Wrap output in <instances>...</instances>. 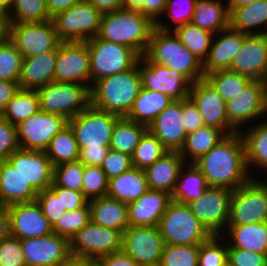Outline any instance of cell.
Wrapping results in <instances>:
<instances>
[{"instance_id":"8c879c8a","label":"cell","mask_w":267,"mask_h":266,"mask_svg":"<svg viewBox=\"0 0 267 266\" xmlns=\"http://www.w3.org/2000/svg\"><path fill=\"white\" fill-rule=\"evenodd\" d=\"M144 1L146 0H125L124 8L129 10L140 11L144 14Z\"/></svg>"},{"instance_id":"4dcf8cb0","label":"cell","mask_w":267,"mask_h":266,"mask_svg":"<svg viewBox=\"0 0 267 266\" xmlns=\"http://www.w3.org/2000/svg\"><path fill=\"white\" fill-rule=\"evenodd\" d=\"M145 171L132 167L109 179L107 196L129 204L148 190Z\"/></svg>"},{"instance_id":"9a60e30c","label":"cell","mask_w":267,"mask_h":266,"mask_svg":"<svg viewBox=\"0 0 267 266\" xmlns=\"http://www.w3.org/2000/svg\"><path fill=\"white\" fill-rule=\"evenodd\" d=\"M189 98L200 111L204 125L225 131L226 135L239 132L228 123L224 98L205 77L190 85Z\"/></svg>"},{"instance_id":"09005b40","label":"cell","mask_w":267,"mask_h":266,"mask_svg":"<svg viewBox=\"0 0 267 266\" xmlns=\"http://www.w3.org/2000/svg\"><path fill=\"white\" fill-rule=\"evenodd\" d=\"M224 266H232L229 262H227Z\"/></svg>"},{"instance_id":"e575fe53","label":"cell","mask_w":267,"mask_h":266,"mask_svg":"<svg viewBox=\"0 0 267 266\" xmlns=\"http://www.w3.org/2000/svg\"><path fill=\"white\" fill-rule=\"evenodd\" d=\"M225 137L226 133L223 132L222 130L204 125L186 135L184 144L180 149L179 153L183 157L184 161H185V155L189 154V156H191L190 159H192L193 161L192 163H194L202 155L209 152L215 145H217Z\"/></svg>"},{"instance_id":"11a10c76","label":"cell","mask_w":267,"mask_h":266,"mask_svg":"<svg viewBox=\"0 0 267 266\" xmlns=\"http://www.w3.org/2000/svg\"><path fill=\"white\" fill-rule=\"evenodd\" d=\"M20 148L17 138V128L9 121L0 117V162L8 160V157Z\"/></svg>"},{"instance_id":"ac0fdd59","label":"cell","mask_w":267,"mask_h":266,"mask_svg":"<svg viewBox=\"0 0 267 266\" xmlns=\"http://www.w3.org/2000/svg\"><path fill=\"white\" fill-rule=\"evenodd\" d=\"M228 123L236 130L239 124L267 111V82L251 80L235 98L226 102Z\"/></svg>"},{"instance_id":"f35d334b","label":"cell","mask_w":267,"mask_h":266,"mask_svg":"<svg viewBox=\"0 0 267 266\" xmlns=\"http://www.w3.org/2000/svg\"><path fill=\"white\" fill-rule=\"evenodd\" d=\"M189 167L185 175L182 174L183 169H180L178 178L182 176L183 179L178 181L180 183H176L174 192L171 195L172 201L188 204L190 201L198 199L208 187L206 179L200 169L194 163Z\"/></svg>"},{"instance_id":"1f68e13d","label":"cell","mask_w":267,"mask_h":266,"mask_svg":"<svg viewBox=\"0 0 267 266\" xmlns=\"http://www.w3.org/2000/svg\"><path fill=\"white\" fill-rule=\"evenodd\" d=\"M172 102L167 95L142 87L126 118L149 127L159 113Z\"/></svg>"},{"instance_id":"74e56055","label":"cell","mask_w":267,"mask_h":266,"mask_svg":"<svg viewBox=\"0 0 267 266\" xmlns=\"http://www.w3.org/2000/svg\"><path fill=\"white\" fill-rule=\"evenodd\" d=\"M38 111H40V104L37 90L19 89L2 111L1 116L16 126Z\"/></svg>"},{"instance_id":"4316f807","label":"cell","mask_w":267,"mask_h":266,"mask_svg":"<svg viewBox=\"0 0 267 266\" xmlns=\"http://www.w3.org/2000/svg\"><path fill=\"white\" fill-rule=\"evenodd\" d=\"M220 33L224 34L214 43H211L209 55L203 63L204 77L215 71L229 70L233 58L240 50L247 35L232 29L230 26Z\"/></svg>"},{"instance_id":"8d00e7d4","label":"cell","mask_w":267,"mask_h":266,"mask_svg":"<svg viewBox=\"0 0 267 266\" xmlns=\"http://www.w3.org/2000/svg\"><path fill=\"white\" fill-rule=\"evenodd\" d=\"M263 23H267V0H257L230 12L229 26L241 33L254 34L250 29Z\"/></svg>"},{"instance_id":"be15d7a7","label":"cell","mask_w":267,"mask_h":266,"mask_svg":"<svg viewBox=\"0 0 267 266\" xmlns=\"http://www.w3.org/2000/svg\"><path fill=\"white\" fill-rule=\"evenodd\" d=\"M97 266H141L130 255L122 250L102 256L97 260Z\"/></svg>"},{"instance_id":"11e5206c","label":"cell","mask_w":267,"mask_h":266,"mask_svg":"<svg viewBox=\"0 0 267 266\" xmlns=\"http://www.w3.org/2000/svg\"><path fill=\"white\" fill-rule=\"evenodd\" d=\"M13 2L14 0H0V9H2L5 13L10 12Z\"/></svg>"},{"instance_id":"836d02e7","label":"cell","mask_w":267,"mask_h":266,"mask_svg":"<svg viewBox=\"0 0 267 266\" xmlns=\"http://www.w3.org/2000/svg\"><path fill=\"white\" fill-rule=\"evenodd\" d=\"M230 13L216 0H197L192 23L211 33H219L229 27Z\"/></svg>"},{"instance_id":"91938a15","label":"cell","mask_w":267,"mask_h":266,"mask_svg":"<svg viewBox=\"0 0 267 266\" xmlns=\"http://www.w3.org/2000/svg\"><path fill=\"white\" fill-rule=\"evenodd\" d=\"M49 188L57 196H61V203L66 211L83 208L88 203L82 192L59 187L54 182Z\"/></svg>"},{"instance_id":"d6a6232c","label":"cell","mask_w":267,"mask_h":266,"mask_svg":"<svg viewBox=\"0 0 267 266\" xmlns=\"http://www.w3.org/2000/svg\"><path fill=\"white\" fill-rule=\"evenodd\" d=\"M234 243L228 248H240L254 253L267 254V222L228 226Z\"/></svg>"},{"instance_id":"83f0119b","label":"cell","mask_w":267,"mask_h":266,"mask_svg":"<svg viewBox=\"0 0 267 266\" xmlns=\"http://www.w3.org/2000/svg\"><path fill=\"white\" fill-rule=\"evenodd\" d=\"M184 164V159L179 151H168L152 166L144 170L148 188L172 195L177 180H179V171Z\"/></svg>"},{"instance_id":"b9fcfbb0","label":"cell","mask_w":267,"mask_h":266,"mask_svg":"<svg viewBox=\"0 0 267 266\" xmlns=\"http://www.w3.org/2000/svg\"><path fill=\"white\" fill-rule=\"evenodd\" d=\"M148 266H162L160 263L154 264V265H148Z\"/></svg>"},{"instance_id":"603a6c76","label":"cell","mask_w":267,"mask_h":266,"mask_svg":"<svg viewBox=\"0 0 267 266\" xmlns=\"http://www.w3.org/2000/svg\"><path fill=\"white\" fill-rule=\"evenodd\" d=\"M7 161L37 192L52 185L54 167L45 151L19 148L8 157Z\"/></svg>"},{"instance_id":"03108f58","label":"cell","mask_w":267,"mask_h":266,"mask_svg":"<svg viewBox=\"0 0 267 266\" xmlns=\"http://www.w3.org/2000/svg\"><path fill=\"white\" fill-rule=\"evenodd\" d=\"M168 0H146L144 1V15L149 17L154 23L158 15L163 14Z\"/></svg>"},{"instance_id":"f1b7e54d","label":"cell","mask_w":267,"mask_h":266,"mask_svg":"<svg viewBox=\"0 0 267 266\" xmlns=\"http://www.w3.org/2000/svg\"><path fill=\"white\" fill-rule=\"evenodd\" d=\"M38 192L8 161L0 162V205L36 200Z\"/></svg>"},{"instance_id":"7402d4cb","label":"cell","mask_w":267,"mask_h":266,"mask_svg":"<svg viewBox=\"0 0 267 266\" xmlns=\"http://www.w3.org/2000/svg\"><path fill=\"white\" fill-rule=\"evenodd\" d=\"M229 70L248 76L252 80L267 82V36L264 34L246 35Z\"/></svg>"},{"instance_id":"681fc988","label":"cell","mask_w":267,"mask_h":266,"mask_svg":"<svg viewBox=\"0 0 267 266\" xmlns=\"http://www.w3.org/2000/svg\"><path fill=\"white\" fill-rule=\"evenodd\" d=\"M84 165L80 161L54 166L53 182L70 190L82 192Z\"/></svg>"},{"instance_id":"4fadbf2b","label":"cell","mask_w":267,"mask_h":266,"mask_svg":"<svg viewBox=\"0 0 267 266\" xmlns=\"http://www.w3.org/2000/svg\"><path fill=\"white\" fill-rule=\"evenodd\" d=\"M232 192L225 187L208 186L198 199L187 204L211 235L219 236L220 228L228 225Z\"/></svg>"},{"instance_id":"8fae6325","label":"cell","mask_w":267,"mask_h":266,"mask_svg":"<svg viewBox=\"0 0 267 266\" xmlns=\"http://www.w3.org/2000/svg\"><path fill=\"white\" fill-rule=\"evenodd\" d=\"M7 37L21 53L22 58L52 51L61 43L52 19L7 24Z\"/></svg>"},{"instance_id":"d4e9b609","label":"cell","mask_w":267,"mask_h":266,"mask_svg":"<svg viewBox=\"0 0 267 266\" xmlns=\"http://www.w3.org/2000/svg\"><path fill=\"white\" fill-rule=\"evenodd\" d=\"M171 201L170 194L148 189L138 199L127 204L129 227L158 226Z\"/></svg>"},{"instance_id":"ffe728a7","label":"cell","mask_w":267,"mask_h":266,"mask_svg":"<svg viewBox=\"0 0 267 266\" xmlns=\"http://www.w3.org/2000/svg\"><path fill=\"white\" fill-rule=\"evenodd\" d=\"M26 266H60L69 256V241L51 233L20 240Z\"/></svg>"},{"instance_id":"94428289","label":"cell","mask_w":267,"mask_h":266,"mask_svg":"<svg viewBox=\"0 0 267 266\" xmlns=\"http://www.w3.org/2000/svg\"><path fill=\"white\" fill-rule=\"evenodd\" d=\"M182 110L187 134L204 126L200 111L190 98L182 99Z\"/></svg>"},{"instance_id":"a7ac6f4b","label":"cell","mask_w":267,"mask_h":266,"mask_svg":"<svg viewBox=\"0 0 267 266\" xmlns=\"http://www.w3.org/2000/svg\"><path fill=\"white\" fill-rule=\"evenodd\" d=\"M81 0H46V5L51 16L56 13L66 10L79 3Z\"/></svg>"},{"instance_id":"753ad0ef","label":"cell","mask_w":267,"mask_h":266,"mask_svg":"<svg viewBox=\"0 0 267 266\" xmlns=\"http://www.w3.org/2000/svg\"><path fill=\"white\" fill-rule=\"evenodd\" d=\"M7 37V18L6 13L0 9V40Z\"/></svg>"},{"instance_id":"cb8c5ba5","label":"cell","mask_w":267,"mask_h":266,"mask_svg":"<svg viewBox=\"0 0 267 266\" xmlns=\"http://www.w3.org/2000/svg\"><path fill=\"white\" fill-rule=\"evenodd\" d=\"M148 130L161 141L168 151H180L187 135L182 100H173L159 113Z\"/></svg>"},{"instance_id":"f907efd6","label":"cell","mask_w":267,"mask_h":266,"mask_svg":"<svg viewBox=\"0 0 267 266\" xmlns=\"http://www.w3.org/2000/svg\"><path fill=\"white\" fill-rule=\"evenodd\" d=\"M109 179L100 166H84L82 193L89 200L107 195ZM90 197V198H89Z\"/></svg>"},{"instance_id":"7a4b0ae2","label":"cell","mask_w":267,"mask_h":266,"mask_svg":"<svg viewBox=\"0 0 267 266\" xmlns=\"http://www.w3.org/2000/svg\"><path fill=\"white\" fill-rule=\"evenodd\" d=\"M164 24L156 21L144 56L151 63L164 65L181 74L191 84L204 78L203 63L181 43L175 33L173 37L170 28Z\"/></svg>"},{"instance_id":"ab89813d","label":"cell","mask_w":267,"mask_h":266,"mask_svg":"<svg viewBox=\"0 0 267 266\" xmlns=\"http://www.w3.org/2000/svg\"><path fill=\"white\" fill-rule=\"evenodd\" d=\"M78 152L79 147L77 141L68 124L50 140V143L45 150L53 167L62 163L77 161Z\"/></svg>"},{"instance_id":"3957f363","label":"cell","mask_w":267,"mask_h":266,"mask_svg":"<svg viewBox=\"0 0 267 266\" xmlns=\"http://www.w3.org/2000/svg\"><path fill=\"white\" fill-rule=\"evenodd\" d=\"M129 70L103 77L90 88L91 105L101 111L126 117L142 88L138 64Z\"/></svg>"},{"instance_id":"5b68a950","label":"cell","mask_w":267,"mask_h":266,"mask_svg":"<svg viewBox=\"0 0 267 266\" xmlns=\"http://www.w3.org/2000/svg\"><path fill=\"white\" fill-rule=\"evenodd\" d=\"M158 228L165 245H200L212 236L187 204L176 201L169 203Z\"/></svg>"},{"instance_id":"680465c9","label":"cell","mask_w":267,"mask_h":266,"mask_svg":"<svg viewBox=\"0 0 267 266\" xmlns=\"http://www.w3.org/2000/svg\"><path fill=\"white\" fill-rule=\"evenodd\" d=\"M176 1L177 0H168L167 5L165 7V11H164V12L168 11V15H169L170 19H172L173 21L176 22L174 29L179 27V26H182V25H185L187 23L192 22L197 0H183L184 2L187 3V4L185 3L187 5L186 6L187 8L186 7L182 8V6H179L177 8L176 7L177 6ZM178 1H180V0H178ZM178 1H177V3H179Z\"/></svg>"},{"instance_id":"bcb514c9","label":"cell","mask_w":267,"mask_h":266,"mask_svg":"<svg viewBox=\"0 0 267 266\" xmlns=\"http://www.w3.org/2000/svg\"><path fill=\"white\" fill-rule=\"evenodd\" d=\"M22 56L8 37L0 40V80L19 82Z\"/></svg>"},{"instance_id":"9f6ffc18","label":"cell","mask_w":267,"mask_h":266,"mask_svg":"<svg viewBox=\"0 0 267 266\" xmlns=\"http://www.w3.org/2000/svg\"><path fill=\"white\" fill-rule=\"evenodd\" d=\"M133 167L130 155L109 149L101 168L106 173L108 179L121 175Z\"/></svg>"},{"instance_id":"f5cc1de1","label":"cell","mask_w":267,"mask_h":266,"mask_svg":"<svg viewBox=\"0 0 267 266\" xmlns=\"http://www.w3.org/2000/svg\"><path fill=\"white\" fill-rule=\"evenodd\" d=\"M35 201L52 226L66 212L61 203V196H57L50 188L38 192Z\"/></svg>"},{"instance_id":"c3c4849f","label":"cell","mask_w":267,"mask_h":266,"mask_svg":"<svg viewBox=\"0 0 267 266\" xmlns=\"http://www.w3.org/2000/svg\"><path fill=\"white\" fill-rule=\"evenodd\" d=\"M200 245H165L161 255L162 266H198Z\"/></svg>"},{"instance_id":"7dc6e473","label":"cell","mask_w":267,"mask_h":266,"mask_svg":"<svg viewBox=\"0 0 267 266\" xmlns=\"http://www.w3.org/2000/svg\"><path fill=\"white\" fill-rule=\"evenodd\" d=\"M90 221V207L89 203H87L83 208L66 211L53 226V233L70 241Z\"/></svg>"},{"instance_id":"6125c7cd","label":"cell","mask_w":267,"mask_h":266,"mask_svg":"<svg viewBox=\"0 0 267 266\" xmlns=\"http://www.w3.org/2000/svg\"><path fill=\"white\" fill-rule=\"evenodd\" d=\"M110 148H79L78 159L84 166L102 165Z\"/></svg>"},{"instance_id":"db71d44e","label":"cell","mask_w":267,"mask_h":266,"mask_svg":"<svg viewBox=\"0 0 267 266\" xmlns=\"http://www.w3.org/2000/svg\"><path fill=\"white\" fill-rule=\"evenodd\" d=\"M0 266H26L20 239L9 235L0 242Z\"/></svg>"},{"instance_id":"6f0895ef","label":"cell","mask_w":267,"mask_h":266,"mask_svg":"<svg viewBox=\"0 0 267 266\" xmlns=\"http://www.w3.org/2000/svg\"><path fill=\"white\" fill-rule=\"evenodd\" d=\"M228 262L232 266H267V254L228 248Z\"/></svg>"},{"instance_id":"b9f144b4","label":"cell","mask_w":267,"mask_h":266,"mask_svg":"<svg viewBox=\"0 0 267 266\" xmlns=\"http://www.w3.org/2000/svg\"><path fill=\"white\" fill-rule=\"evenodd\" d=\"M246 165L255 164L267 168V123L255 126L247 135L242 134Z\"/></svg>"},{"instance_id":"60d3db41","label":"cell","mask_w":267,"mask_h":266,"mask_svg":"<svg viewBox=\"0 0 267 266\" xmlns=\"http://www.w3.org/2000/svg\"><path fill=\"white\" fill-rule=\"evenodd\" d=\"M181 43L204 63L209 55L213 33L194 25L192 22L174 29Z\"/></svg>"},{"instance_id":"e7e4bbea","label":"cell","mask_w":267,"mask_h":266,"mask_svg":"<svg viewBox=\"0 0 267 266\" xmlns=\"http://www.w3.org/2000/svg\"><path fill=\"white\" fill-rule=\"evenodd\" d=\"M20 89L19 83L0 80V113Z\"/></svg>"},{"instance_id":"30bf717a","label":"cell","mask_w":267,"mask_h":266,"mask_svg":"<svg viewBox=\"0 0 267 266\" xmlns=\"http://www.w3.org/2000/svg\"><path fill=\"white\" fill-rule=\"evenodd\" d=\"M251 178L232 192L228 226L267 222V183Z\"/></svg>"},{"instance_id":"ee69618b","label":"cell","mask_w":267,"mask_h":266,"mask_svg":"<svg viewBox=\"0 0 267 266\" xmlns=\"http://www.w3.org/2000/svg\"><path fill=\"white\" fill-rule=\"evenodd\" d=\"M12 7L15 9V15L6 13L7 24L43 22L52 19L46 0H14Z\"/></svg>"},{"instance_id":"d590c367","label":"cell","mask_w":267,"mask_h":266,"mask_svg":"<svg viewBox=\"0 0 267 266\" xmlns=\"http://www.w3.org/2000/svg\"><path fill=\"white\" fill-rule=\"evenodd\" d=\"M147 130L148 127L143 124L120 117L115 123L109 147L132 156Z\"/></svg>"},{"instance_id":"d6986e66","label":"cell","mask_w":267,"mask_h":266,"mask_svg":"<svg viewBox=\"0 0 267 266\" xmlns=\"http://www.w3.org/2000/svg\"><path fill=\"white\" fill-rule=\"evenodd\" d=\"M10 235L20 240L39 238L53 233L51 222L44 216L36 201L7 206Z\"/></svg>"},{"instance_id":"f6af8a7d","label":"cell","mask_w":267,"mask_h":266,"mask_svg":"<svg viewBox=\"0 0 267 266\" xmlns=\"http://www.w3.org/2000/svg\"><path fill=\"white\" fill-rule=\"evenodd\" d=\"M167 152L161 141L147 130L131 156L133 167L145 170Z\"/></svg>"},{"instance_id":"484cf974","label":"cell","mask_w":267,"mask_h":266,"mask_svg":"<svg viewBox=\"0 0 267 266\" xmlns=\"http://www.w3.org/2000/svg\"><path fill=\"white\" fill-rule=\"evenodd\" d=\"M58 54V46L49 52L22 59L20 89L38 90L46 84L54 82V68Z\"/></svg>"},{"instance_id":"2644e50d","label":"cell","mask_w":267,"mask_h":266,"mask_svg":"<svg viewBox=\"0 0 267 266\" xmlns=\"http://www.w3.org/2000/svg\"><path fill=\"white\" fill-rule=\"evenodd\" d=\"M60 266H97V261L85 257L69 256Z\"/></svg>"},{"instance_id":"44dd1931","label":"cell","mask_w":267,"mask_h":266,"mask_svg":"<svg viewBox=\"0 0 267 266\" xmlns=\"http://www.w3.org/2000/svg\"><path fill=\"white\" fill-rule=\"evenodd\" d=\"M140 60L145 63L144 68L138 66L143 88L163 93L172 100L189 98L191 83L184 76L164 65L151 63L144 55Z\"/></svg>"},{"instance_id":"34e18365","label":"cell","mask_w":267,"mask_h":266,"mask_svg":"<svg viewBox=\"0 0 267 266\" xmlns=\"http://www.w3.org/2000/svg\"><path fill=\"white\" fill-rule=\"evenodd\" d=\"M256 1L257 0H229L227 7L230 13L234 8H237L239 6L253 4Z\"/></svg>"},{"instance_id":"816d5d0a","label":"cell","mask_w":267,"mask_h":266,"mask_svg":"<svg viewBox=\"0 0 267 266\" xmlns=\"http://www.w3.org/2000/svg\"><path fill=\"white\" fill-rule=\"evenodd\" d=\"M220 235H212L200 244L198 266H224L228 262V245L223 247L218 243Z\"/></svg>"},{"instance_id":"ba28073f","label":"cell","mask_w":267,"mask_h":266,"mask_svg":"<svg viewBox=\"0 0 267 266\" xmlns=\"http://www.w3.org/2000/svg\"><path fill=\"white\" fill-rule=\"evenodd\" d=\"M101 16L88 0H81L56 13L52 21L61 42H86L98 35Z\"/></svg>"},{"instance_id":"7c38bea8","label":"cell","mask_w":267,"mask_h":266,"mask_svg":"<svg viewBox=\"0 0 267 266\" xmlns=\"http://www.w3.org/2000/svg\"><path fill=\"white\" fill-rule=\"evenodd\" d=\"M123 233L89 222L69 241L70 256L98 260L110 253L121 251Z\"/></svg>"},{"instance_id":"003e7915","label":"cell","mask_w":267,"mask_h":266,"mask_svg":"<svg viewBox=\"0 0 267 266\" xmlns=\"http://www.w3.org/2000/svg\"><path fill=\"white\" fill-rule=\"evenodd\" d=\"M101 14H108L118 9L124 8L125 0H88Z\"/></svg>"},{"instance_id":"89a4df30","label":"cell","mask_w":267,"mask_h":266,"mask_svg":"<svg viewBox=\"0 0 267 266\" xmlns=\"http://www.w3.org/2000/svg\"><path fill=\"white\" fill-rule=\"evenodd\" d=\"M10 235L9 214L7 206L0 205V242Z\"/></svg>"},{"instance_id":"f546056e","label":"cell","mask_w":267,"mask_h":266,"mask_svg":"<svg viewBox=\"0 0 267 266\" xmlns=\"http://www.w3.org/2000/svg\"><path fill=\"white\" fill-rule=\"evenodd\" d=\"M91 222L124 233L129 228L128 207L126 203L109 196L91 198L88 201Z\"/></svg>"},{"instance_id":"277c9868","label":"cell","mask_w":267,"mask_h":266,"mask_svg":"<svg viewBox=\"0 0 267 266\" xmlns=\"http://www.w3.org/2000/svg\"><path fill=\"white\" fill-rule=\"evenodd\" d=\"M155 23L140 11L118 9L101 16L98 37L132 48L144 55Z\"/></svg>"},{"instance_id":"2e32d148","label":"cell","mask_w":267,"mask_h":266,"mask_svg":"<svg viewBox=\"0 0 267 266\" xmlns=\"http://www.w3.org/2000/svg\"><path fill=\"white\" fill-rule=\"evenodd\" d=\"M55 82H90V54L86 42H61L54 68ZM84 81V82H83Z\"/></svg>"},{"instance_id":"2a66077c","label":"cell","mask_w":267,"mask_h":266,"mask_svg":"<svg viewBox=\"0 0 267 266\" xmlns=\"http://www.w3.org/2000/svg\"><path fill=\"white\" fill-rule=\"evenodd\" d=\"M255 34H264L267 36V31L266 32L265 31H263V32L258 31V33L255 32Z\"/></svg>"},{"instance_id":"7bdbcfd3","label":"cell","mask_w":267,"mask_h":266,"mask_svg":"<svg viewBox=\"0 0 267 266\" xmlns=\"http://www.w3.org/2000/svg\"><path fill=\"white\" fill-rule=\"evenodd\" d=\"M205 78L214 86L225 102L235 98L252 80L248 76L230 70L215 71L206 75Z\"/></svg>"},{"instance_id":"5bb4252c","label":"cell","mask_w":267,"mask_h":266,"mask_svg":"<svg viewBox=\"0 0 267 266\" xmlns=\"http://www.w3.org/2000/svg\"><path fill=\"white\" fill-rule=\"evenodd\" d=\"M66 125L62 115L40 110L16 125L20 148L45 151L50 140Z\"/></svg>"},{"instance_id":"52a82bcc","label":"cell","mask_w":267,"mask_h":266,"mask_svg":"<svg viewBox=\"0 0 267 266\" xmlns=\"http://www.w3.org/2000/svg\"><path fill=\"white\" fill-rule=\"evenodd\" d=\"M90 54V80L115 75L131 69L140 56L130 47L109 42L98 36L86 41Z\"/></svg>"},{"instance_id":"e0dca14e","label":"cell","mask_w":267,"mask_h":266,"mask_svg":"<svg viewBox=\"0 0 267 266\" xmlns=\"http://www.w3.org/2000/svg\"><path fill=\"white\" fill-rule=\"evenodd\" d=\"M165 244L158 226L129 227L122 235V251L141 266L158 264Z\"/></svg>"},{"instance_id":"6da1fadb","label":"cell","mask_w":267,"mask_h":266,"mask_svg":"<svg viewBox=\"0 0 267 266\" xmlns=\"http://www.w3.org/2000/svg\"><path fill=\"white\" fill-rule=\"evenodd\" d=\"M194 164L204 175L208 186L234 191L251 179L247 173L245 148L239 132L226 135Z\"/></svg>"},{"instance_id":"8992f818","label":"cell","mask_w":267,"mask_h":266,"mask_svg":"<svg viewBox=\"0 0 267 266\" xmlns=\"http://www.w3.org/2000/svg\"><path fill=\"white\" fill-rule=\"evenodd\" d=\"M40 110L69 120L91 105L90 86L73 82H51L37 90Z\"/></svg>"},{"instance_id":"9c48e42d","label":"cell","mask_w":267,"mask_h":266,"mask_svg":"<svg viewBox=\"0 0 267 266\" xmlns=\"http://www.w3.org/2000/svg\"><path fill=\"white\" fill-rule=\"evenodd\" d=\"M120 116L101 111L92 105L67 120L79 148H110V140Z\"/></svg>"}]
</instances>
